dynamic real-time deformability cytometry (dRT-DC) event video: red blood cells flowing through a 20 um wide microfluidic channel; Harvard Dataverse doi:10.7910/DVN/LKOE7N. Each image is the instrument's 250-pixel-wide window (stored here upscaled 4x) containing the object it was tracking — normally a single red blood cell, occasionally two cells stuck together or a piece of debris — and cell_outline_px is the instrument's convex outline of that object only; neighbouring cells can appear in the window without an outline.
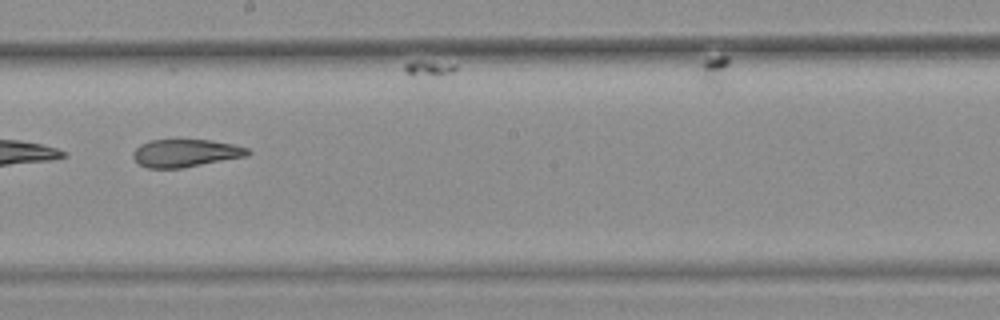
{"species": "common noctule bat (a hibernating species)", "species_latin": "Nyctalus noctula", "temperature_condition": "warm", "stored_images_in_passage": 13, "camera_frame_rate_fps": 3000, "um_per_image_px": 0.085, "animal": {"sex": "female", "body_mass_g": 25.1}, "frame": {"image": 1, "passage_image": 8, "time_ms": 2.333, "image_size_px": [1000, 320], "cell_outline_px": [[252, 152], [248, 156], [180, 168], [148, 168], [140, 164], [132, 156], [132, 152], [140, 144], [152, 140], [208, 140], [232, 144], [248, 148]], "centroid_in_image_um": [15.78, 13.01], "position_along_channel_um": 232.4, "area_um2": 18.38}}
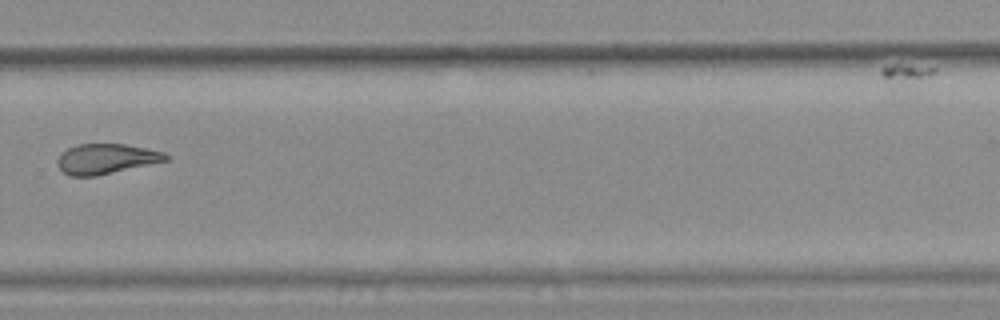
{"frame": {"image": 2, "passage_image": 10, "time_ms": 3.0, "image_size_px": [1000, 320], "cell_outline_px": [[168, 160], [96, 176], [68, 176], [56, 164], [56, 160], [68, 148], [76, 144], [124, 144], [164, 152], [168, 156]], "centroid_in_image_um": [8.99, 13.5], "position_along_channel_um": 320.8, "area_um2": 18.79}}
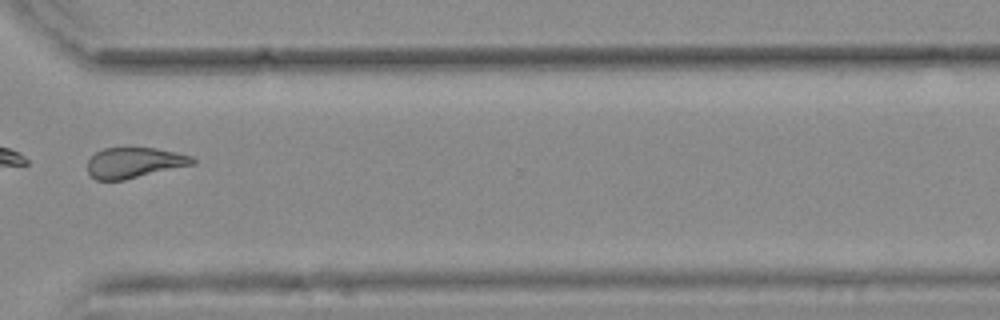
{"frame": {"image": 3, "passage_image": 11, "time_ms": 3.333, "image_size_px": [1000, 320], "cell_outline_px": [[196, 164], [124, 180], [96, 180], [88, 172], [88, 160], [96, 152], [104, 148], [156, 148], [176, 152], [192, 156], [196, 160]], "centroid_in_image_um": [11.45, 13.83], "position_along_channel_um": 359.2, "area_um2": 18.73}}